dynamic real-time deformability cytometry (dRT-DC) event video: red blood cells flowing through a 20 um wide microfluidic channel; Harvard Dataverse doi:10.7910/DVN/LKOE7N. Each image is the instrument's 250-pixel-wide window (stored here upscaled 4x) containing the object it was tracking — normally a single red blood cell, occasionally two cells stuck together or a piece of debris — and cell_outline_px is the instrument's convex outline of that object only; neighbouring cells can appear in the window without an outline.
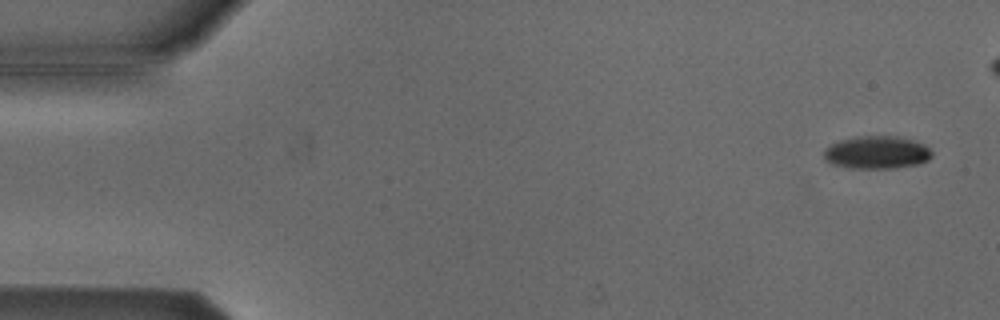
{"species": "Egyptian fruit bat (a non-hibernating species)", "species_latin": "Rousettus aegyptiacus", "temperature_condition": "cold", "stored_images_in_passage": 48, "camera_frame_rate_fps": 3000, "um_per_image_px": 0.085, "animal": {"sex": "male"}, "frame": {"image": 1, "passage_image": 3, "time_ms": 0.667, "image_size_px": [1000, 320], "cell_outline_px": [[932, 156], [928, 160], [916, 164], [896, 168], [848, 168], [832, 164], [824, 160], [824, 148], [840, 140], [856, 136], [896, 136], [912, 140], [924, 144], [932, 152]], "centroid_in_image_um": [74.5, 12.96], "position_along_channel_um": 10.5, "area_um2": 20.69}}
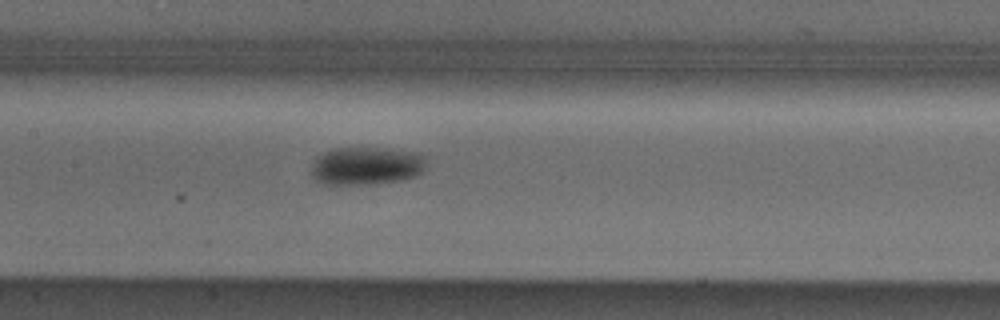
{"frame": {"image": 2, "passage_image": 26, "time_ms": 8.333, "image_size_px": [1000, 320], "cell_outline_px": [[424, 172], [416, 176], [400, 180], [368, 184], [324, 184], [316, 180], [312, 176], [312, 164], [324, 152], [332, 148], [388, 148], [420, 152], [424, 156]], "centroid_in_image_um": [31.17, 14.09], "position_along_channel_um": 176.2, "area_um2": 25.49}}
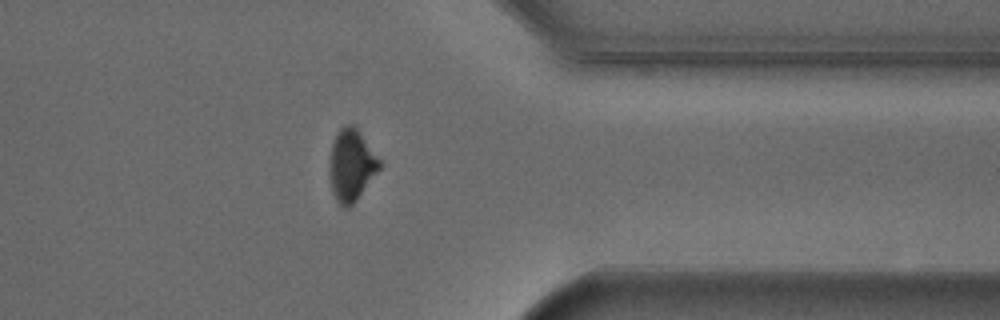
{"frame": {"image": 3, "passage_image": 43, "time_ms": 14.0, "image_size_px": [1000, 320], "cell_outline_px": [[380, 168], [356, 200], [348, 208], [344, 208], [336, 200], [332, 192], [328, 176], [328, 168], [332, 144], [336, 132], [344, 124], [356, 124], [380, 160]], "centroid_in_image_um": [29.83, 14.0], "position_along_channel_um": 381.6, "area_um2": 21.21}}